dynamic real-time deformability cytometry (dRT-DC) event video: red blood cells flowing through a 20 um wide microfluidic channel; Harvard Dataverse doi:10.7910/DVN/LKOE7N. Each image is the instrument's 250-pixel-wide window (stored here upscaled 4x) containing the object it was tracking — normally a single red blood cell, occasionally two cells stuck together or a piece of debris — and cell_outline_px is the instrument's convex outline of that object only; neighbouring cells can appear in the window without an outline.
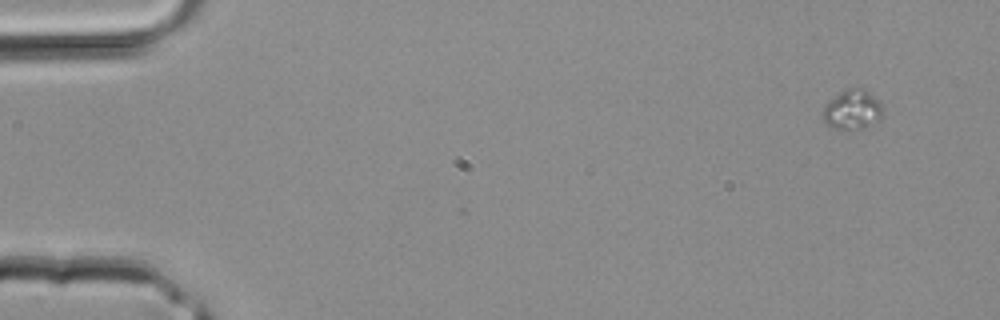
{"species": "common noctule bat (a hibernating species)", "species_latin": "Nyctalus noctula", "temperature_condition": "room temperature", "stored_images_in_passage": 3, "segment_of_instrument_passage": [2, 2], "camera_frame_rate_fps": 3000, "um_per_image_px": 0.085, "animal": {"sex": "male", "body_mass_g": 20.4}, "frame": {"image": 1, "passage_image": 3, "time_ms": 0.667, "image_size_px": [1000, 320], "cell_outline_px": [[884, 116], [864, 128], [836, 128], [824, 124], [820, 116], [820, 112], [824, 104], [840, 92], [848, 88], [864, 88], [884, 108]], "centroid_in_image_um": [72.4, 9.32], "position_along_channel_um": 12.6, "area_um2": 13.93}}